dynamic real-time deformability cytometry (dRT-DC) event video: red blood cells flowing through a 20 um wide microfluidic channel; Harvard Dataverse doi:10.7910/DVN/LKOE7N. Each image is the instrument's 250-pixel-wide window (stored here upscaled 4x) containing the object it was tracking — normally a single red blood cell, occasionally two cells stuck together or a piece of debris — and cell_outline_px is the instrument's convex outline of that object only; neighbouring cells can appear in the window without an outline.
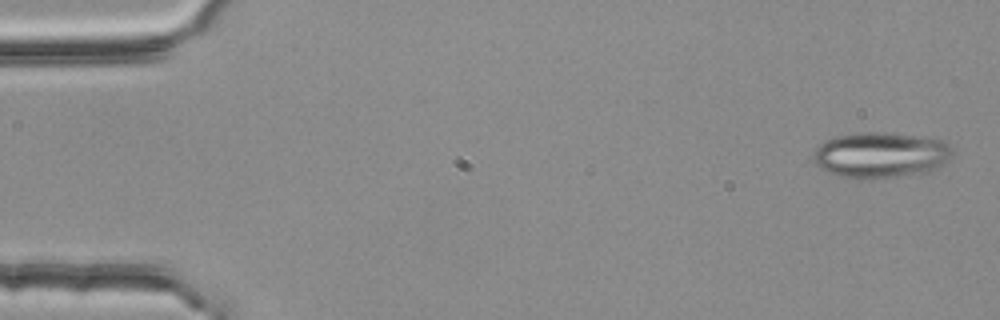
{"species": "common noctule bat (a hibernating species)", "species_latin": "Nyctalus noctula", "temperature_condition": "room temperature", "stored_images_in_passage": 4, "camera_frame_rate_fps": 3000, "um_per_image_px": 0.085, "animal": {"sex": "female", "body_mass_g": 25.1}, "frame": {"image": 1, "passage_image": 1, "time_ms": 0.0, "image_size_px": [1000, 320], "cell_outline_px": [[952, 156], [936, 168], [928, 172], [872, 180], [856, 180], [840, 176], [828, 172], [820, 168], [812, 160], [812, 152], [820, 144], [836, 136], [856, 132], [884, 132], [948, 140], [952, 148]], "centroid_in_image_um": [74.84, 13.19], "position_along_channel_um": 10.2, "area_um2": 37.69}}